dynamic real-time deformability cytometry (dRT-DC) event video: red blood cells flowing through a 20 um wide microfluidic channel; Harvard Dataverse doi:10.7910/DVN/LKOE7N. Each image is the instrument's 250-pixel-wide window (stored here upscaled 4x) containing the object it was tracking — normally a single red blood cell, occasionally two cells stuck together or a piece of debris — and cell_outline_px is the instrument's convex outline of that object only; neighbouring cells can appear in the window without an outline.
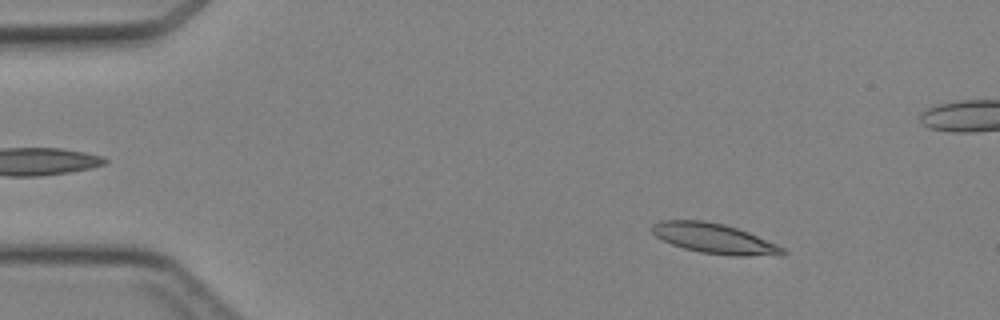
{"species": "Egyptian fruit bat (a non-hibernating species)", "species_latin": "Rousettus aegyptiacus", "temperature_condition": "cold", "stored_images_in_passage": 46, "camera_frame_rate_fps": 3000, "um_per_image_px": 0.085, "animal": {"sex": "female"}, "frame": {"image": 1, "passage_image": 6, "time_ms": 1.667, "image_size_px": [1000, 320], "cell_outline_px": [[788, 252], [784, 256], [732, 256], [700, 252], [684, 248], [672, 244], [656, 236], [652, 232], [652, 224], [660, 220], [704, 220], [724, 224], [748, 232], [776, 244], [784, 248]], "centroid_in_image_um": [60.76, 20.28], "position_along_channel_um": 24.2, "area_um2": 23.0}}
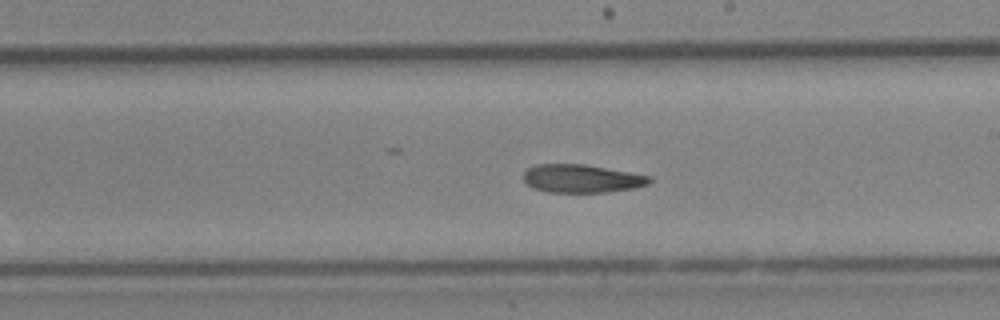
{"frame": {"image": 2, "passage_image": 26, "time_ms": 8.333, "image_size_px": [1000, 320], "cell_outline_px": [[652, 180], [648, 184], [632, 188], [608, 192], [548, 192], [532, 188], [524, 180], [524, 172], [528, 168], [536, 164], [584, 164], [628, 172], [648, 176]], "centroid_in_image_um": [49.4, 15.18], "position_along_channel_um": 239.6, "area_um2": 20.46}}
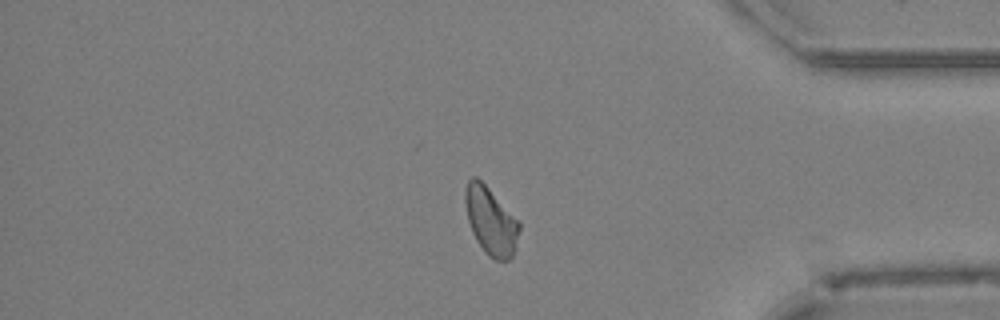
{"frame": {"image": 3, "passage_image": 38, "time_ms": 12.333, "image_size_px": [1000, 320], "cell_outline_px": [[520, 228], [516, 248], [512, 256], [508, 260], [496, 260], [488, 256], [484, 252], [476, 240], [472, 232], [468, 220], [464, 200], [464, 192], [468, 180], [472, 176], [476, 176], [520, 220]], "centroid_in_image_um": [41.73, 18.79], "position_along_channel_um": 393.5, "area_um2": 21.5}}